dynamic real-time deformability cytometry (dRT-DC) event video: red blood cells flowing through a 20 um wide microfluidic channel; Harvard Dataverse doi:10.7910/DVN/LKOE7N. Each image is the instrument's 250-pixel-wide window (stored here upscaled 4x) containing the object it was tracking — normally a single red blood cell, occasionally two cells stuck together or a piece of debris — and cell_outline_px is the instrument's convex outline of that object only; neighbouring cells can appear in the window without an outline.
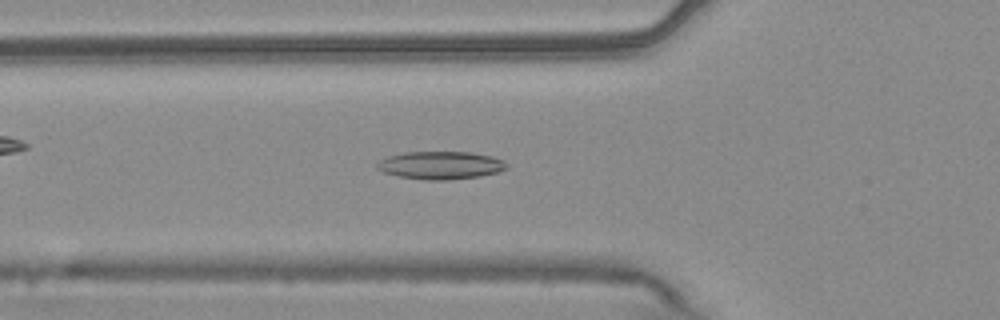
{"species": "common noctule bat (a hibernating species)", "species_latin": "Nyctalus noctula", "temperature_condition": "warm", "stored_images_in_passage": 32, "camera_frame_rate_fps": 3000, "um_per_image_px": 0.085, "animal": {"sex": "male", "body_mass_g": 20.4}, "frame": {"image": 1, "passage_image": 4, "time_ms": 1.0, "image_size_px": [1000, 320], "cell_outline_px": [[508, 168], [500, 172], [480, 176], [448, 180], [424, 180], [400, 176], [384, 172], [376, 168], [376, 164], [380, 160], [388, 156], [404, 152], [468, 152], [492, 156], [504, 160], [508, 164]], "centroid_in_image_um": [37.49, 14.05], "position_along_channel_um": 88.3, "area_um2": 21.15}}
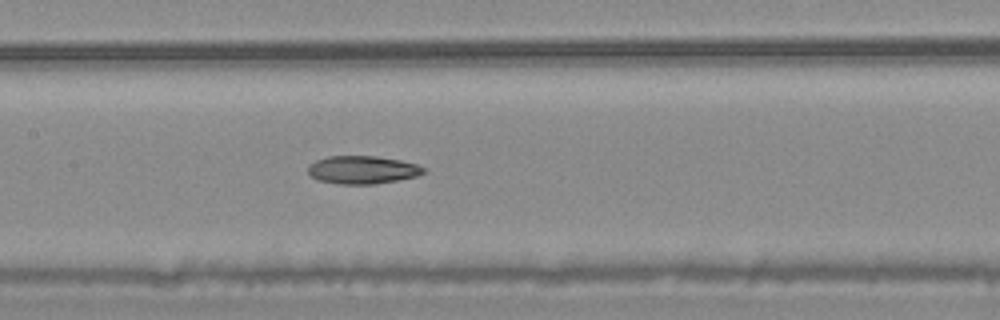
{"frame": {"image": 2, "passage_image": 11, "time_ms": 3.333, "image_size_px": [1000, 320], "cell_outline_px": [[424, 172], [416, 176], [376, 184], [340, 184], [316, 180], [308, 172], [308, 164], [316, 160], [328, 156], [376, 156], [400, 160], [416, 164], [424, 168]], "centroid_in_image_um": [30.76, 14.43], "position_along_channel_um": 176.6, "area_um2": 18.79}}
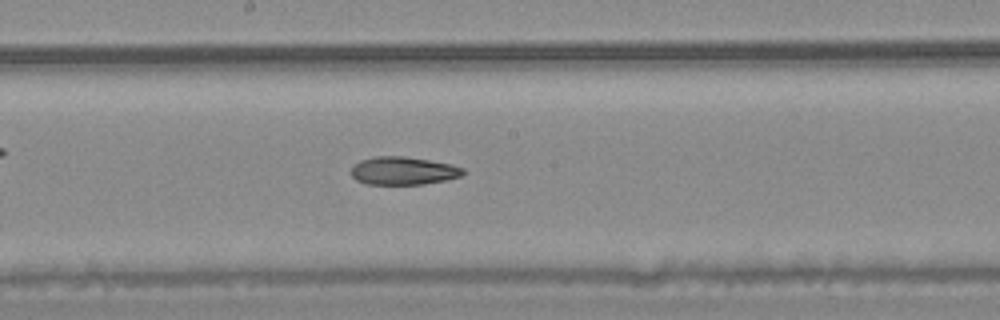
{"frame": {"image": 3, "passage_image": 14, "time_ms": 4.333, "image_size_px": [1000, 320], "cell_outline_px": [[464, 172], [460, 176], [444, 180], [424, 184], [368, 184], [356, 180], [352, 176], [352, 168], [360, 160], [376, 156], [404, 156], [452, 164], [464, 168]], "centroid_in_image_um": [34.28, 14.51], "position_along_channel_um": 213.9, "area_um2": 18.09}, "authors_computed_cell_mechanics": {"area_um2": 18.9295, "velocity_mm_per_s": 3.7484, "shape_relaxation_time_tau1_ms": null, "shape_relaxation_time_tau2_ms": 4.5034, "deformation_change_tau1": null, "deformation_change_tau2": 0.1143}}